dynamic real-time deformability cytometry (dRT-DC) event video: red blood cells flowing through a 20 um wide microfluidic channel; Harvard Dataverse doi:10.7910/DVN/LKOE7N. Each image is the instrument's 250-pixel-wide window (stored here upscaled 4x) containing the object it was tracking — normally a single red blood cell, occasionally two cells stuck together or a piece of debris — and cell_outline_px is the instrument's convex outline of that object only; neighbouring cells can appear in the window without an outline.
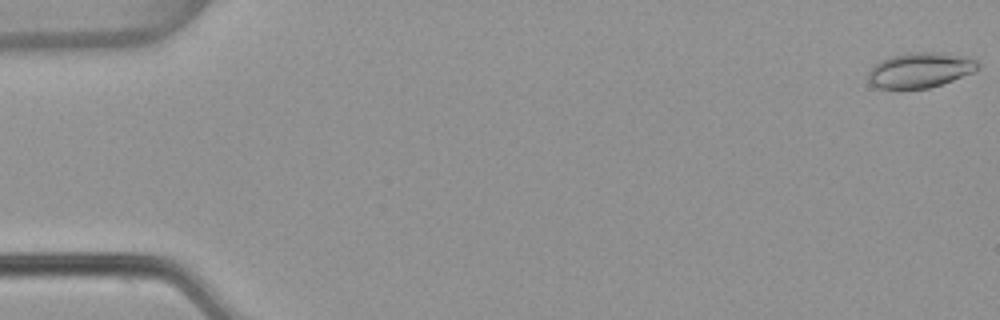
{"species": "common noctule bat (a hibernating species)", "species_latin": "Nyctalus noctula", "temperature_condition": "warm", "stored_images_in_passage": 54, "camera_frame_rate_fps": 3000, "um_per_image_px": 0.085, "animal": {"sex": "female", "body_mass_g": 22.7, "forearm_length_mm": 54.2}, "frame": {"image": 1, "passage_image": 1, "time_ms": 0.0, "image_size_px": [1000, 320], "cell_outline_px": [[980, 68], [976, 72], [928, 88], [876, 88], [868, 80], [868, 72], [880, 60], [892, 56], [908, 52], [932, 52], [968, 56], [976, 60], [980, 64]], "centroid_in_image_um": [78.25, 5.94], "position_along_channel_um": 6.8, "area_um2": 22.48}}
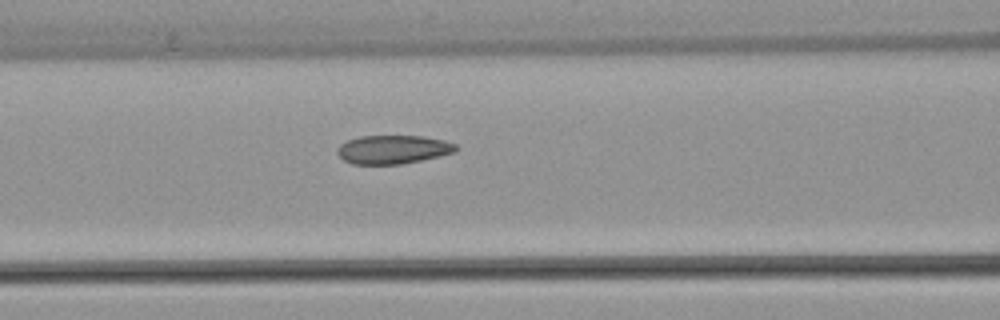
{"frame": {"image": 2, "passage_image": 23, "time_ms": 7.333, "image_size_px": [1000, 320], "cell_outline_px": [[460, 148], [456, 152], [440, 156], [400, 164], [352, 164], [344, 160], [336, 152], [336, 148], [340, 144], [348, 140], [360, 136], [424, 136], [444, 140], [456, 144]], "centroid_in_image_um": [33.43, 12.7], "position_along_channel_um": 133.2, "area_um2": 19.88}}
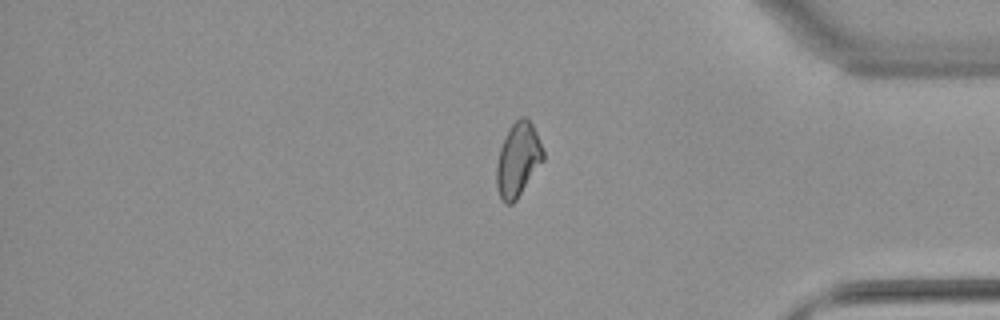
{"frame": {"image": 3, "passage_image": 45, "time_ms": 14.667, "image_size_px": [1000, 320], "cell_outline_px": [[544, 160], [516, 200], [512, 204], [504, 204], [496, 188], [496, 164], [500, 148], [512, 124], [520, 116], [528, 116], [536, 132], [544, 152]], "centroid_in_image_um": [44.03, 13.58], "position_along_channel_um": 391.2, "area_um2": 20.06}, "authors_computed_cell_mechanics": {"area_um2": 20.4901, "velocity_mm_per_s": 3.8301, "shape_relaxation_time_tau1_ms": null, "shape_relaxation_time_tau2_ms": 2.0465, "deformation_change_tau1": null, "deformation_change_tau2": 0.0817}}